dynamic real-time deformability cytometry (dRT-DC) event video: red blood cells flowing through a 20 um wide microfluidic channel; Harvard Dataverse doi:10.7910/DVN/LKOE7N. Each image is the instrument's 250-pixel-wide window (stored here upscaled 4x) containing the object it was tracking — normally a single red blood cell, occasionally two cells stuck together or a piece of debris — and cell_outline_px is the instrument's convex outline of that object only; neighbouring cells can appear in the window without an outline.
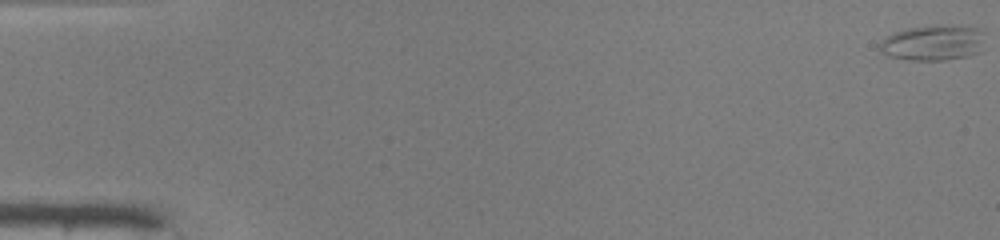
{"species": "common noctule bat (a hibernating species)", "species_latin": "Nyctalus noctula", "temperature_condition": "warm", "stored_images_in_passage": 50, "camera_frame_rate_fps": 3000, "um_per_image_px": 0.085, "animal": {"sex": "male", "body_mass_g": 19.0, "forearm_length_mm": 50.8}, "frame": {"image": 1, "passage_image": 1, "time_ms": 0.0, "image_size_px": [1000, 240], "cell_outline_px": [[980, 32], [976, 52], [968, 56], [944, 60], [908, 60], [888, 56], [880, 48], [880, 44], [888, 36], [896, 32], [908, 28], [976, 28]], "centroid_in_image_um": [79.18, 3.71], "position_along_channel_um": 5.8, "area_um2": 19.88}}
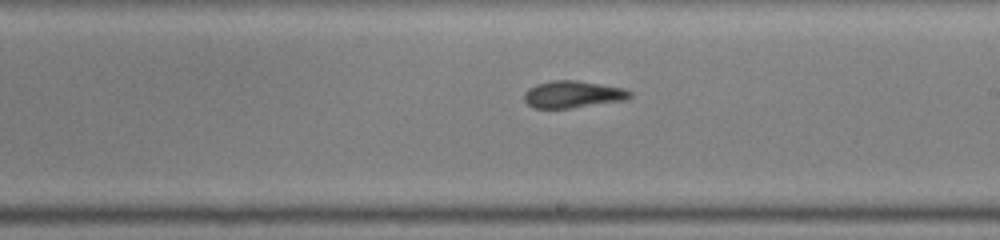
{"frame": {"image": 2, "passage_image": 30, "time_ms": 9.667, "image_size_px": [1000, 240], "cell_outline_px": [[632, 96], [624, 100], [568, 108], [536, 108], [528, 104], [524, 100], [524, 92], [528, 88], [536, 84], [552, 80], [580, 80], [624, 88], [632, 92]], "centroid_in_image_um": [48.68, 8.0], "position_along_channel_um": 240.3, "area_um2": 16.65}}
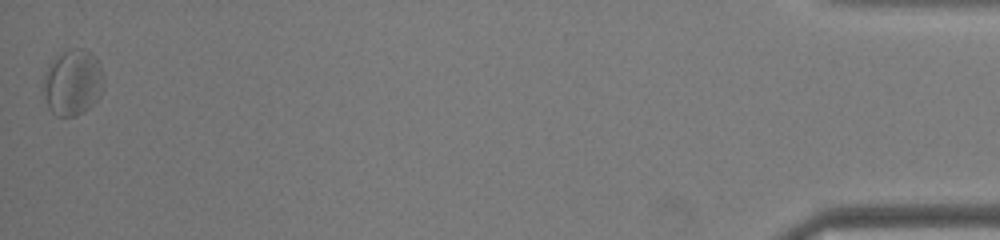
{"frame": {"image": 3, "passage_image": 50, "time_ms": 16.333, "image_size_px": [1000, 240], "cell_outline_px": [[104, 84], [100, 96], [84, 112], [76, 116], [56, 116], [52, 112], [40, 92], [44, 76], [48, 64], [56, 56], [68, 48], [84, 48], [92, 52], [100, 64], [104, 76]], "centroid_in_image_um": [6.16, 6.99], "position_along_channel_um": 429.0, "area_um2": 23.87}, "authors_computed_cell_mechanics": {"area_um2": 17.629, "velocity_mm_per_s": 4.1669, "shape_relaxation_time_tau1_ms": 8.3587, "shape_relaxation_time_tau2_ms": 4.6181, "deformation_change_tau1": 0.198, "deformation_change_tau2": 0.1357}}